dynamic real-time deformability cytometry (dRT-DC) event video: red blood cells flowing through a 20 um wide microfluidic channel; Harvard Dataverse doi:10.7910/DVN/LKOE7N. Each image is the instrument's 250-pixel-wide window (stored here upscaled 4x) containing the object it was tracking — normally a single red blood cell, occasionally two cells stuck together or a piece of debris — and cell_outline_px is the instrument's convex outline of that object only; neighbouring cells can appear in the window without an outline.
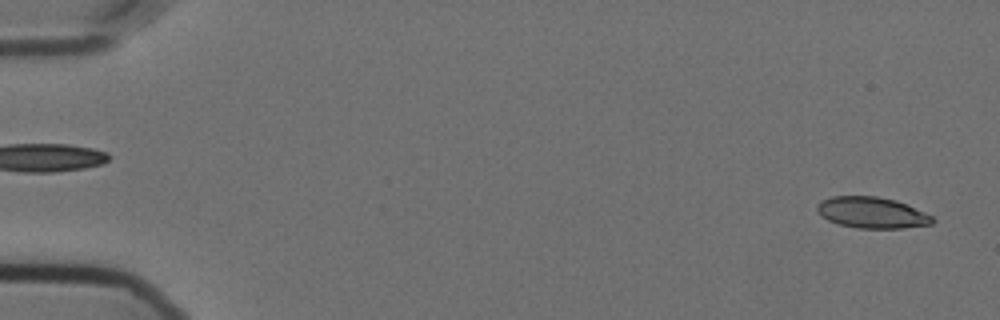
{"species": "Egyptian fruit bat (a non-hibernating species)", "species_latin": "Rousettus aegyptiacus", "temperature_condition": "cold", "stored_images_in_passage": 56, "camera_frame_rate_fps": 3000, "um_per_image_px": 0.085, "animal": {"sex": "female"}, "frame": {"image": 1, "passage_image": 2, "time_ms": 0.333, "image_size_px": [1000, 320], "cell_outline_px": [[936, 220], [932, 224], [900, 228], [856, 228], [836, 224], [820, 216], [816, 208], [816, 204], [820, 200], [832, 196], [876, 196], [896, 200], [924, 212], [932, 216]], "centroid_in_image_um": [74.06, 18.07], "position_along_channel_um": 10.9, "area_um2": 21.1}}
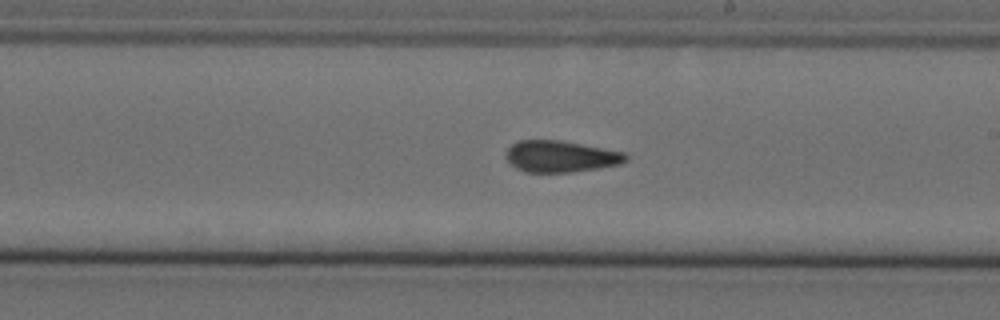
{"frame": {"image": 2, "passage_image": 33, "time_ms": 10.667, "image_size_px": [1000, 320], "cell_outline_px": [[628, 160], [620, 164], [600, 168], [572, 172], [524, 172], [516, 168], [504, 156], [508, 148], [516, 140], [560, 140], [624, 152], [628, 156]], "centroid_in_image_um": [47.65, 13.3], "position_along_channel_um": 241.4, "area_um2": 22.08}}
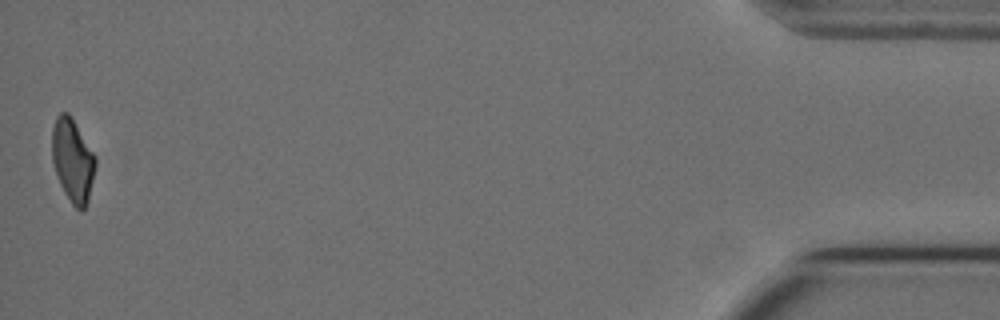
{"frame": {"image": 3, "passage_image": 56, "time_ms": 18.333, "image_size_px": [1000, 320], "cell_outline_px": [[96, 164], [88, 200], [84, 208], [80, 212], [72, 204], [64, 192], [60, 184], [52, 160], [52, 128], [56, 116], [60, 112], [68, 112], [96, 156]], "centroid_in_image_um": [6.17, 13.62], "position_along_channel_um": 429.0, "area_um2": 20.92}, "authors_computed_cell_mechanics": {"area_um2": 22.0507, "velocity_mm_per_s": 3.5832, "shape_relaxation_time_tau1_ms": null, "shape_relaxation_time_tau2_ms": 2.35, "deformation_change_tau1": null, "deformation_change_tau2": 0.0811}}